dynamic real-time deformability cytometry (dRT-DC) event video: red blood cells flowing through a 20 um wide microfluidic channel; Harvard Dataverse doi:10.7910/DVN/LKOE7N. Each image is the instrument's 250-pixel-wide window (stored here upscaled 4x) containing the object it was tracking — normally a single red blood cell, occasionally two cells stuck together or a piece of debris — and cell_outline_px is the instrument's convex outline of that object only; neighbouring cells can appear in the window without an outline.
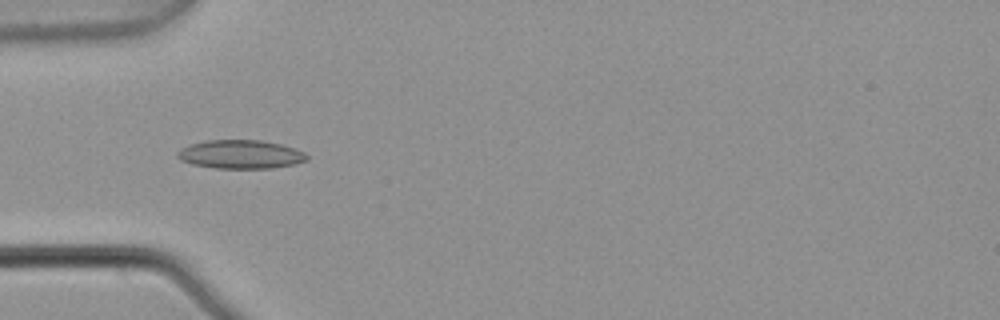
{"species": "common noctule bat (a hibernating species)", "species_latin": "Nyctalus noctula", "temperature_condition": "warm", "stored_images_in_passage": 7, "camera_frame_rate_fps": 3000, "um_per_image_px": 0.085, "animal": {"sex": "male", "body_mass_g": 21.5, "forearm_length_mm": 52.0}, "frame": {"image": 1, "passage_image": 5, "time_ms": 1.333, "image_size_px": [1000, 320], "cell_outline_px": [[308, 160], [292, 164], [272, 168], [216, 168], [192, 164], [180, 160], [176, 156], [176, 152], [180, 148], [204, 140], [260, 140], [280, 144], [304, 152], [308, 156]], "centroid_in_image_um": [20.4, 13.12], "position_along_channel_um": 64.6, "area_um2": 21.5}}
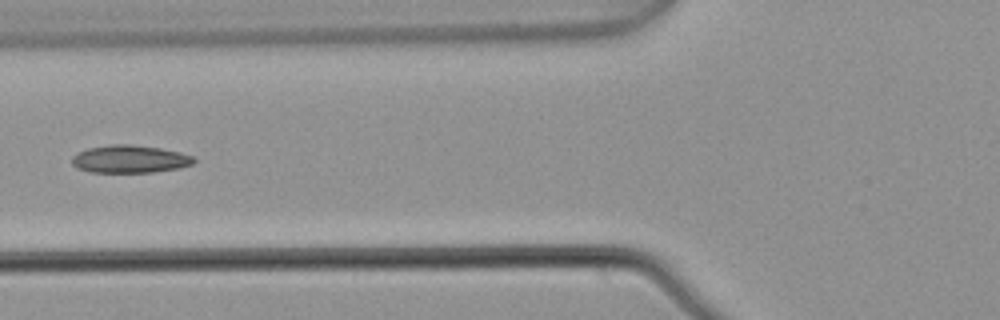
{"frame": {"image": 2, "passage_image": 6, "time_ms": 1.667, "image_size_px": [1000, 320], "cell_outline_px": [[196, 160], [192, 164], [180, 168], [152, 172], [92, 172], [76, 168], [72, 164], [72, 156], [76, 152], [88, 148], [112, 144], [132, 144], [160, 148], [180, 152], [192, 156]], "centroid_in_image_um": [11.01, 13.51], "position_along_channel_um": 114.8, "area_um2": 19.77}}
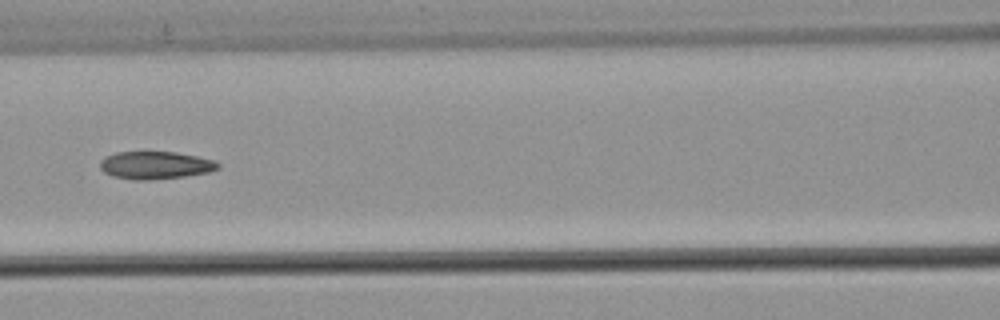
{"frame": {"image": 3, "passage_image": 7, "time_ms": 2.0, "image_size_px": [1000, 320], "cell_outline_px": [[220, 168], [208, 172], [184, 176], [148, 180], [132, 180], [112, 176], [104, 172], [100, 168], [100, 160], [104, 156], [116, 152], [176, 152], [216, 160], [220, 164]], "centroid_in_image_um": [13.19, 14.04], "position_along_channel_um": 153.4, "area_um2": 19.13}}